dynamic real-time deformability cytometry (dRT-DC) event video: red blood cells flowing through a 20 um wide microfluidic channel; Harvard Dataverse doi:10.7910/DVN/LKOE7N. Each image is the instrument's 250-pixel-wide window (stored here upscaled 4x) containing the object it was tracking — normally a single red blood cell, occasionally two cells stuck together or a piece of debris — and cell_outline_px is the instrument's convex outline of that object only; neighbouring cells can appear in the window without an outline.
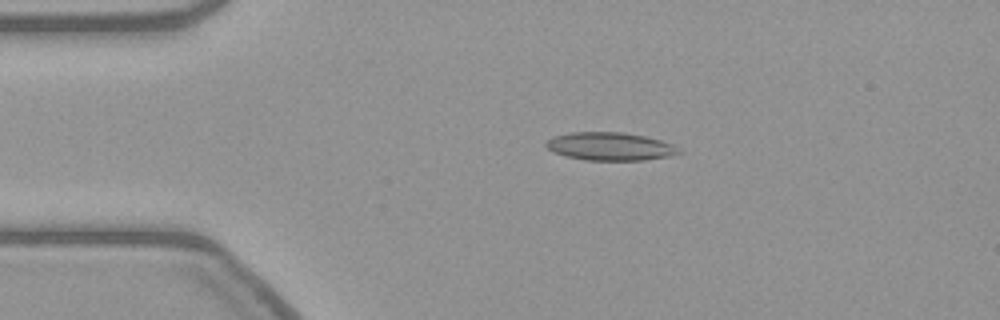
{"species": "common noctule bat (a hibernating species)", "species_latin": "Nyctalus noctula", "temperature_condition": "warm", "stored_images_in_passage": 4, "camera_frame_rate_fps": 3000, "um_per_image_px": 0.085, "animal": {"sex": "female", "body_mass_g": 21.9}, "frame": {"image": 1, "passage_image": 1, "time_ms": 0.0, "image_size_px": [1000, 320], "cell_outline_px": [[684, 152], [672, 156], [644, 160], [584, 160], [552, 152], [544, 144], [552, 136], [572, 132], [620, 132], [644, 136], [660, 140], [672, 144]], "centroid_in_image_um": [51.87, 12.45], "position_along_channel_um": 33.1, "area_um2": 21.73}}